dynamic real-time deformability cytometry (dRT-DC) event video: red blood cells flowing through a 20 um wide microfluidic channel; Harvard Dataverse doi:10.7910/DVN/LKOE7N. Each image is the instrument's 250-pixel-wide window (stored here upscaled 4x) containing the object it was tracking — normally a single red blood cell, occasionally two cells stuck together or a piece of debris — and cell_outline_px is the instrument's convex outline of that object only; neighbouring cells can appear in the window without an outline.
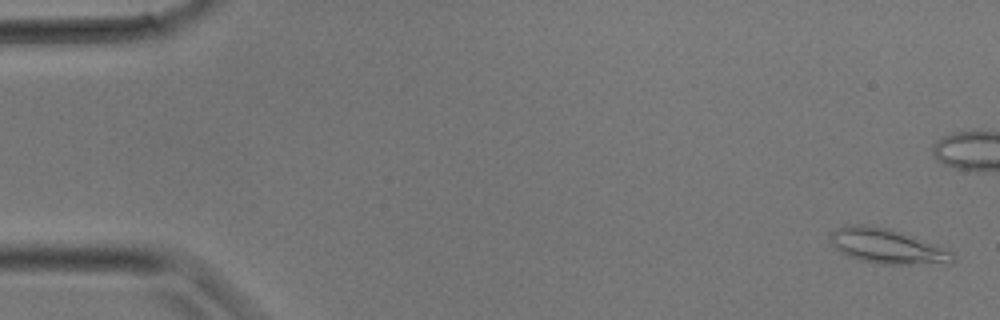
{"species": "common noctule bat (a hibernating species)", "species_latin": "Nyctalus noctula", "temperature_condition": "room temperature", "stored_images_in_passage": 6, "camera_frame_rate_fps": 3000, "um_per_image_px": 0.085, "animal": {"sex": "male", "body_mass_g": 17.9}, "frame": {"image": 1, "passage_image": 1, "time_ms": 0.0, "image_size_px": [1000, 320], "cell_outline_px": [[956, 260], [948, 264], [880, 264], [860, 260], [848, 256], [840, 252], [832, 244], [828, 236], [836, 228], [844, 224], [864, 224], [888, 228], [900, 232], [952, 252], [956, 256]], "centroid_in_image_um": [75.35, 20.93], "position_along_channel_um": 9.6, "area_um2": 24.8}}